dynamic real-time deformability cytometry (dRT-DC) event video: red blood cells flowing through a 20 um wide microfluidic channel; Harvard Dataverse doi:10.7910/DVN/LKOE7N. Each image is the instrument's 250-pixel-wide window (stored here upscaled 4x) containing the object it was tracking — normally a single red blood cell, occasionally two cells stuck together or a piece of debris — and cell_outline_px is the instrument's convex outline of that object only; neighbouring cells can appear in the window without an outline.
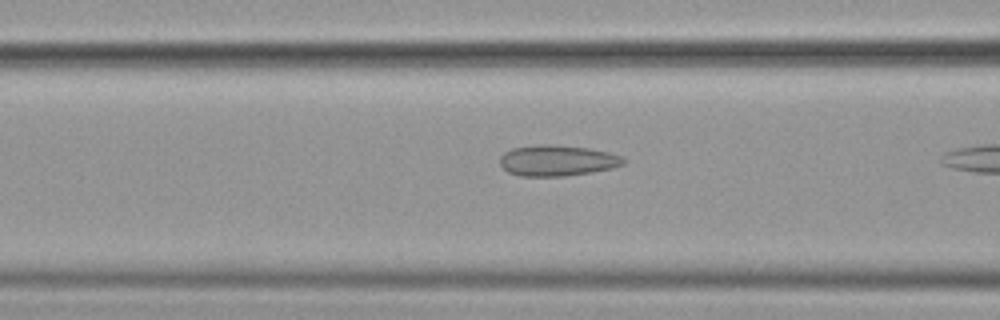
{"species": "common noctule bat (a hibernating species)", "species_latin": "Nyctalus noctula", "temperature_condition": "cold", "stored_images_in_passage": 14, "camera_frame_rate_fps": 3000, "um_per_image_px": 0.085, "animal": {"sex": "female", "body_mass_g": 19.9}, "frame": {"image": 1, "passage_image": 12, "time_ms": 3.667, "image_size_px": [1000, 320], "cell_outline_px": [[628, 160], [624, 164], [592, 172], [564, 176], [520, 176], [508, 172], [500, 164], [500, 156], [504, 152], [512, 148], [540, 144], [552, 144], [588, 148], [608, 152], [620, 156]], "centroid_in_image_um": [47.34, 13.64], "position_along_channel_um": 119.3, "area_um2": 22.2}}